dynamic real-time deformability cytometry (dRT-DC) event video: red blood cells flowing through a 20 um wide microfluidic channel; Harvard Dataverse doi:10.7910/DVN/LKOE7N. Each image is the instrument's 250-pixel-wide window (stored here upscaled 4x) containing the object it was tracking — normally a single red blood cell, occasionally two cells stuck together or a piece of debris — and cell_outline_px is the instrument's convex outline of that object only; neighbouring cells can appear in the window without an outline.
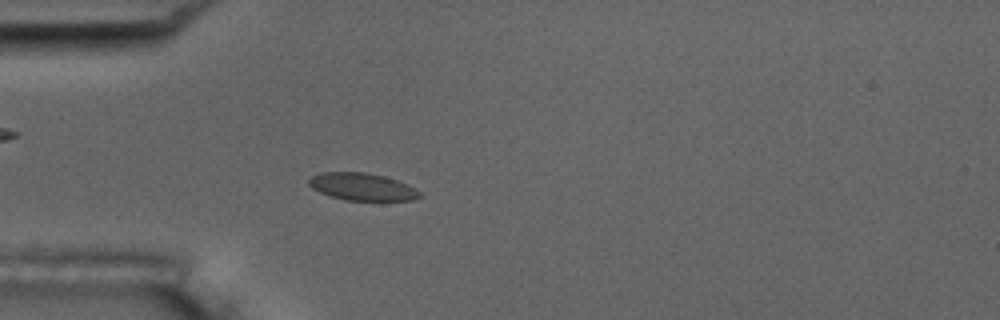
{"species": "common noctule bat (a hibernating species)", "species_latin": "Nyctalus noctula", "temperature_condition": "room temperature", "stored_images_in_passage": 55, "camera_frame_rate_fps": 3000, "um_per_image_px": 0.085, "animal": {"sex": "male", "body_mass_g": 17.5, "forearm_length_mm": 52.3}, "frame": {"image": 1, "passage_image": 16, "time_ms": 5.0, "image_size_px": [1000, 320], "cell_outline_px": [[420, 196], [412, 200], [344, 200], [320, 192], [312, 188], [308, 184], [308, 180], [312, 176], [320, 172], [364, 172], [384, 176], [396, 180], [420, 192]], "centroid_in_image_um": [30.72, 15.87], "position_along_channel_um": 54.3, "area_um2": 17.34}, "authors_computed_cell_mechanics": {"area_um2": 17.8602, "velocity_mm_per_s": 3.6825, "shape_relaxation_time_tau1_ms": 2.5514, "shape_relaxation_time_tau2_ms": null, "deformation_change_tau1": 0.0446, "deformation_change_tau2": null}}